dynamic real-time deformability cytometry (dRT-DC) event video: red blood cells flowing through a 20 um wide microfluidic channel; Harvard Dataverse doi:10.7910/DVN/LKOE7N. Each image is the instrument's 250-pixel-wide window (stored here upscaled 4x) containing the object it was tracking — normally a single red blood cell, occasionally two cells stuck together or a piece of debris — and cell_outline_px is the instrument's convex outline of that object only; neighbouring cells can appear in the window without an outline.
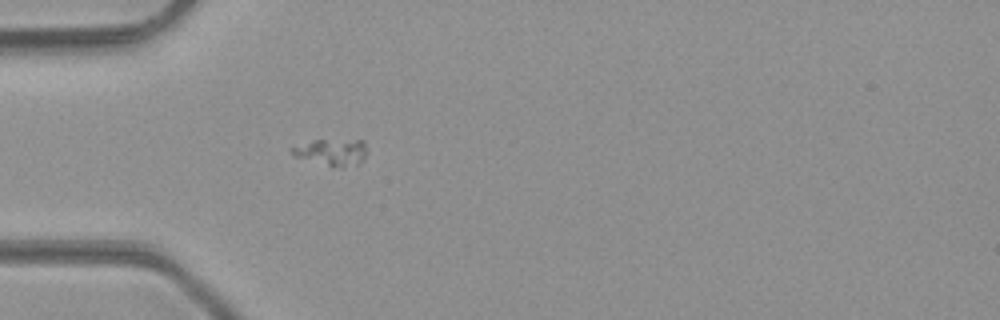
{"species": "common noctule bat (a hibernating species)", "species_latin": "Nyctalus noctula", "temperature_condition": "room temperature", "stored_images_in_passage": 40, "camera_frame_rate_fps": 3000, "um_per_image_px": 0.085, "animal": {"sex": "male", "body_mass_g": 23.1, "forearm_length_mm": 52.7}, "frame": {"image": 1, "passage_image": 7, "time_ms": 2.0, "image_size_px": [1000, 320], "cell_outline_px": [[364, 156], [360, 164], [344, 168], [340, 168], [296, 156], [288, 148], [312, 140], [364, 140]], "centroid_in_image_um": [28.21, 12.93], "position_along_channel_um": 56.8, "area_um2": 11.39}}
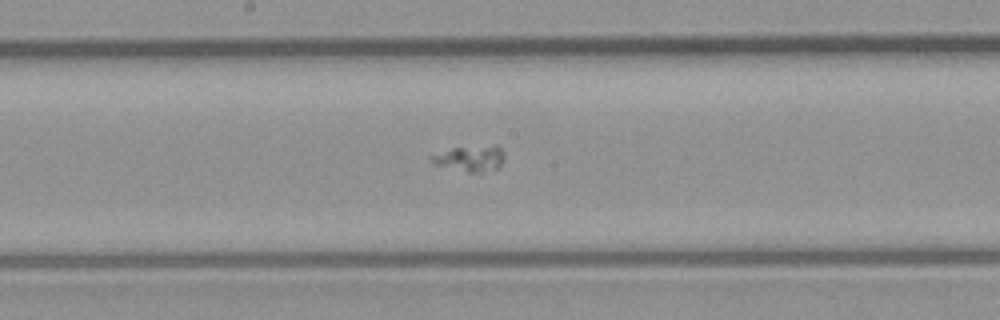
{"frame": {"image": 2, "passage_image": 18, "time_ms": 5.667, "image_size_px": [1000, 320], "cell_outline_px": [[504, 160], [496, 168], [480, 172], [468, 172], [432, 164], [428, 160], [428, 156], [452, 148], [496, 144], [504, 152]], "centroid_in_image_um": [39.93, 13.45], "position_along_channel_um": 208.3, "area_um2": 11.1}}
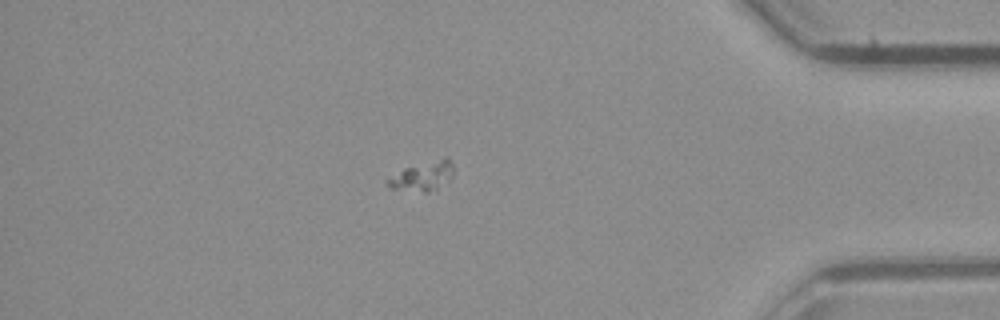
{"frame": {"image": 3, "passage_image": 34, "time_ms": 11.0, "image_size_px": [1000, 320], "cell_outline_px": [[452, 176], [436, 188], [428, 192], [424, 192], [392, 188], [384, 180], [404, 168], [444, 156], [448, 156], [452, 164]], "centroid_in_image_um": [35.92, 14.93], "position_along_channel_um": 399.3, "area_um2": 11.04}}